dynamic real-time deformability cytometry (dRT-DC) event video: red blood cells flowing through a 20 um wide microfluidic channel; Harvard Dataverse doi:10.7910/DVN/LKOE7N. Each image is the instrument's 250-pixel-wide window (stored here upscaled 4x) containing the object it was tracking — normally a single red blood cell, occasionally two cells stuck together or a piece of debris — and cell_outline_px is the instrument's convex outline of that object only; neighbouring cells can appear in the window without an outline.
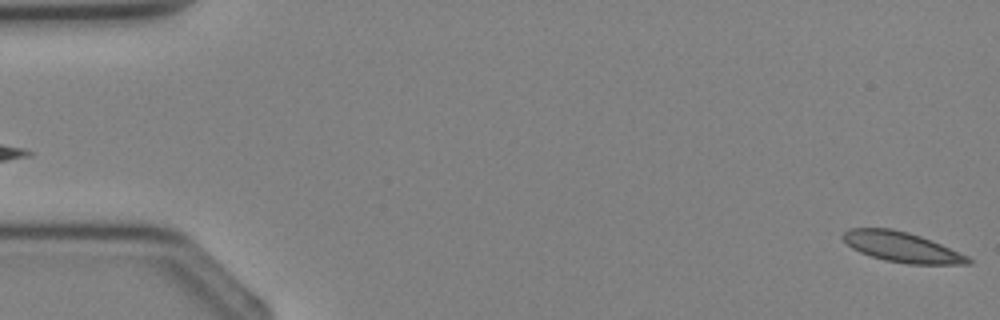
{"species": "Egyptian fruit bat (a non-hibernating species)", "species_latin": "Rousettus aegyptiacus", "temperature_condition": "cold", "stored_images_in_passage": 3, "camera_frame_rate_fps": 3000, "um_per_image_px": 0.085, "animal": {"sex": "female"}, "frame": {"image": 1, "passage_image": 3, "time_ms": 2.333, "image_size_px": [1000, 320], "cell_outline_px": [[972, 264], [908, 264], [884, 260], [860, 252], [852, 248], [840, 236], [848, 228], [892, 228], [908, 232], [920, 236], [940, 244], [968, 256], [972, 260]], "centroid_in_image_um": [76.63, 20.99], "position_along_channel_um": 8.4, "area_um2": 21.85}}